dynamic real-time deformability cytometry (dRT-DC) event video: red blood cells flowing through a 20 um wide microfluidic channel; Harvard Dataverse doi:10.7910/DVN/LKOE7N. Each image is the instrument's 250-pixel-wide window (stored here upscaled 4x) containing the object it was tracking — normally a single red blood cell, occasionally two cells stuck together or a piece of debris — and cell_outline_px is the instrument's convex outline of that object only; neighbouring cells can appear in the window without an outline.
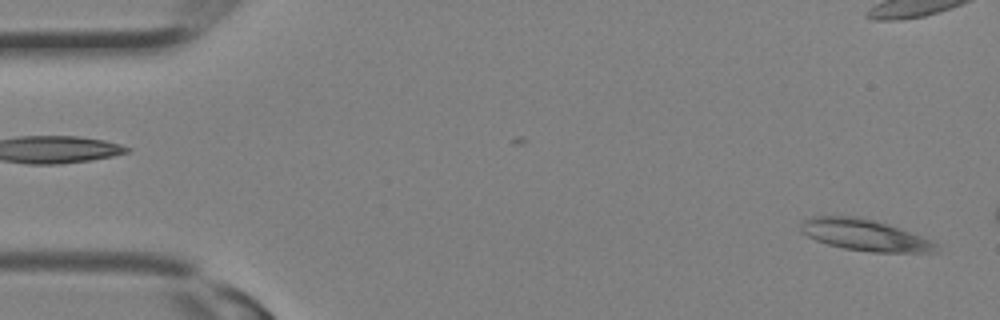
{"species": "Egyptian fruit bat (a non-hibernating species)", "species_latin": "Rousettus aegyptiacus", "temperature_condition": "room temperature", "stored_images_in_passage": 7, "camera_frame_rate_fps": 3000, "um_per_image_px": 0.085, "animal": {"sex": "female"}, "frame": {"image": 1, "passage_image": 2, "time_ms": 0.333, "image_size_px": [1000, 320], "cell_outline_px": [[940, 252], [872, 252], [844, 248], [828, 244], [816, 240], [800, 232], [800, 224], [804, 220], [812, 216], [860, 216], [888, 224], [920, 236], [940, 244]], "centroid_in_image_um": [73.52, 19.98], "position_along_channel_um": 11.5, "area_um2": 24.8}}